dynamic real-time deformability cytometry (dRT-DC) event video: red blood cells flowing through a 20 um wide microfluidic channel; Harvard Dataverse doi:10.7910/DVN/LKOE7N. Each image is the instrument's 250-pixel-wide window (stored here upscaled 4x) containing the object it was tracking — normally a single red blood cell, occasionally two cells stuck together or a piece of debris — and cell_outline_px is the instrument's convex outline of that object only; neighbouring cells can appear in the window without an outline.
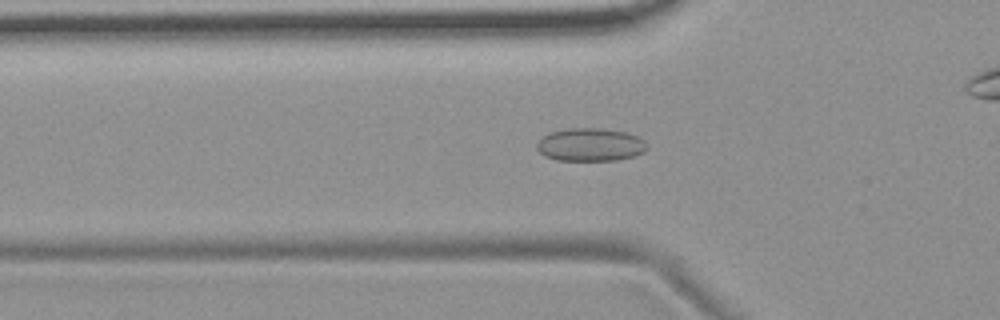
{"species": "common noctule bat (a hibernating species)", "species_latin": "Nyctalus noctula", "temperature_condition": "room temperature", "stored_images_in_passage": 54, "camera_frame_rate_fps": 3000, "um_per_image_px": 0.085, "animal": {"sex": "female", "body_mass_g": 19.9}, "frame": {"image": 1, "passage_image": 17, "time_ms": 5.333, "image_size_px": [1000, 320], "cell_outline_px": [[648, 148], [644, 152], [636, 156], [616, 160], [556, 160], [544, 156], [536, 148], [536, 144], [548, 132], [568, 128], [600, 128], [628, 132], [644, 140], [648, 144]], "centroid_in_image_um": [50.2, 12.29], "position_along_channel_um": 75.6, "area_um2": 21.44}}
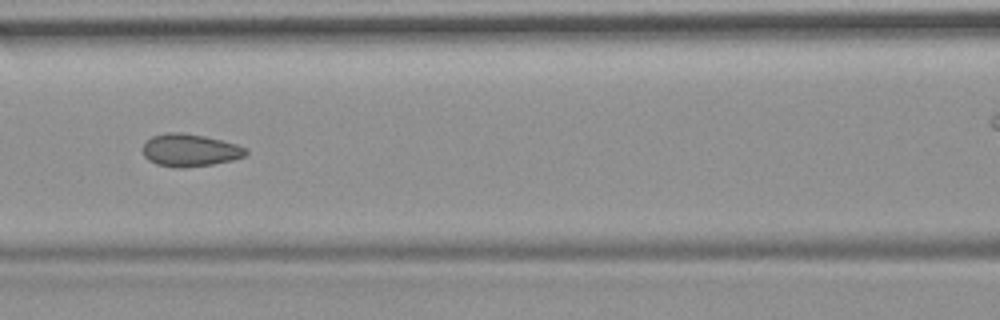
{"frame": {"image": 2, "passage_image": 23, "time_ms": 7.333, "image_size_px": [1000, 320], "cell_outline_px": [[248, 152], [244, 156], [232, 160], [212, 164], [184, 168], [176, 168], [156, 164], [148, 160], [144, 156], [144, 144], [152, 136], [168, 132], [180, 132], [204, 136], [236, 144], [248, 148]], "centroid_in_image_um": [16.15, 12.77], "position_along_channel_um": 150.5, "area_um2": 19.48}}
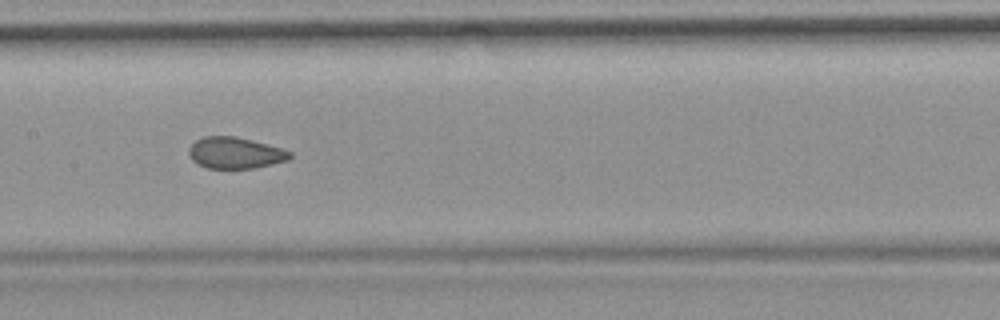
{"frame": {"image": 3, "passage_image": 26, "time_ms": 8.333, "image_size_px": [1000, 320], "cell_outline_px": [[292, 156], [288, 160], [252, 168], [208, 168], [192, 160], [188, 156], [188, 148], [196, 140], [204, 136], [236, 136], [252, 140], [280, 148], [292, 152]], "centroid_in_image_um": [19.96, 12.98], "position_along_channel_um": 187.4, "area_um2": 18.32}, "authors_computed_cell_mechanics": {"area_um2": 19.8543, "velocity_mm_per_s": 3.7124, "shape_relaxation_time_tau1_ms": null, "shape_relaxation_time_tau2_ms": 1.0615, "deformation_change_tau1": null, "deformation_change_tau2": 0.0577}}